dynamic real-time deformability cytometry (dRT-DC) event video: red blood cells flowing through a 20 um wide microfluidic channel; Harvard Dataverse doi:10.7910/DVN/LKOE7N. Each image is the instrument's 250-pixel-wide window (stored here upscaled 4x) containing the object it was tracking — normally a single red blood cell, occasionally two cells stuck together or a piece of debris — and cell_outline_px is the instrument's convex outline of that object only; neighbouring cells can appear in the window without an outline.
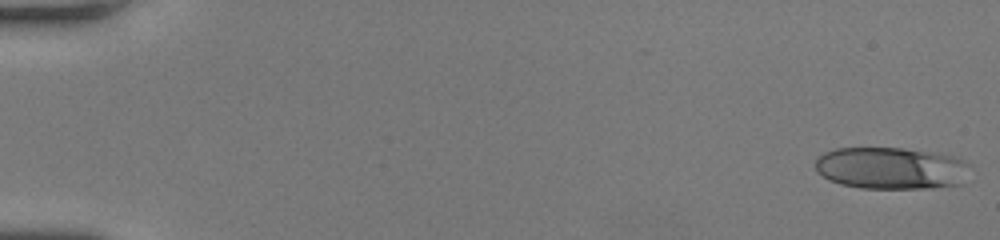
{"species": "human", "species_latin": "Homo sapiens", "temperature_condition": "room temperature", "stored_images_in_passage": 50, "camera_frame_rate_fps": 3000, "um_per_image_px": 0.085, "donor": {"sex": "female"}, "frame": {"image": 1, "passage_image": 1, "time_ms": 0.0, "image_size_px": [1000, 240], "cell_outline_px": [[968, 164], [960, 184], [932, 188], [860, 188], [840, 184], [828, 180], [816, 172], [816, 156], [824, 152], [836, 148], [904, 148], [932, 152], [952, 156], [964, 160]], "centroid_in_image_um": [75.65, 14.29], "position_along_channel_um": 9.3, "area_um2": 37.8}}
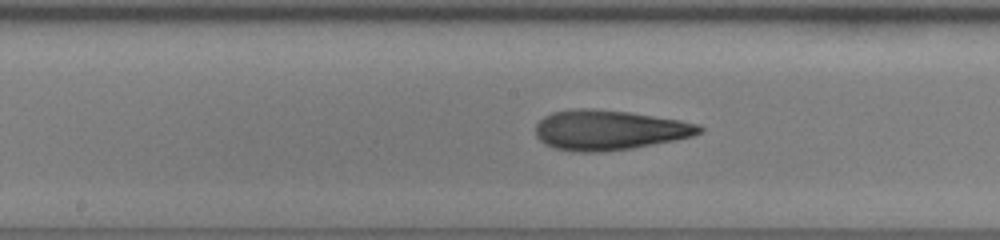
{"frame": {"image": 2, "passage_image": 27, "time_ms": 8.667, "image_size_px": [1000, 240], "cell_outline_px": [[704, 128], [700, 132], [692, 136], [676, 140], [632, 148], [604, 152], [580, 152], [556, 148], [544, 144], [536, 136], [536, 124], [544, 116], [552, 112], [576, 108], [592, 108], [628, 112], [680, 120], [700, 124]], "centroid_in_image_um": [51.77, 11.05], "position_along_channel_um": 196.4, "area_um2": 38.15}}
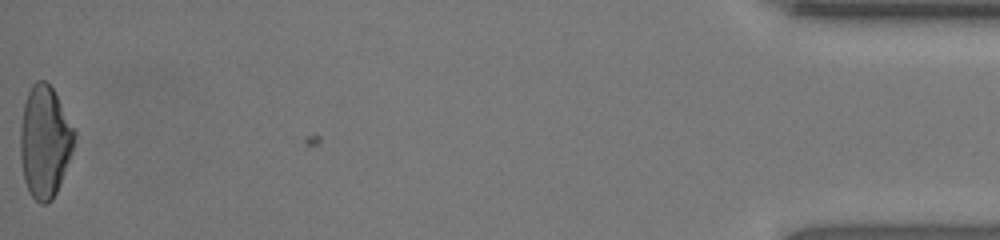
{"frame": {"image": 3, "passage_image": 50, "time_ms": 16.333, "image_size_px": [1000, 240], "cell_outline_px": [[76, 136], [72, 152], [60, 184], [52, 200], [44, 204], [40, 204], [28, 192], [24, 180], [20, 156], [20, 128], [24, 104], [28, 92], [32, 84], [36, 80], [44, 80], [52, 88], [76, 132]], "centroid_in_image_um": [3.79, 12.06], "position_along_channel_um": 431.4, "area_um2": 35.14}, "authors_computed_cell_mechanics": {"area_um2": 36.992, "velocity_mm_per_s": 4.2676, "shape_relaxation_time_tau1_ms": 6.0121, "shape_relaxation_time_tau2_ms": 2.0162, "deformation_change_tau1": 0.2513, "deformation_change_tau2": 0.1229}}